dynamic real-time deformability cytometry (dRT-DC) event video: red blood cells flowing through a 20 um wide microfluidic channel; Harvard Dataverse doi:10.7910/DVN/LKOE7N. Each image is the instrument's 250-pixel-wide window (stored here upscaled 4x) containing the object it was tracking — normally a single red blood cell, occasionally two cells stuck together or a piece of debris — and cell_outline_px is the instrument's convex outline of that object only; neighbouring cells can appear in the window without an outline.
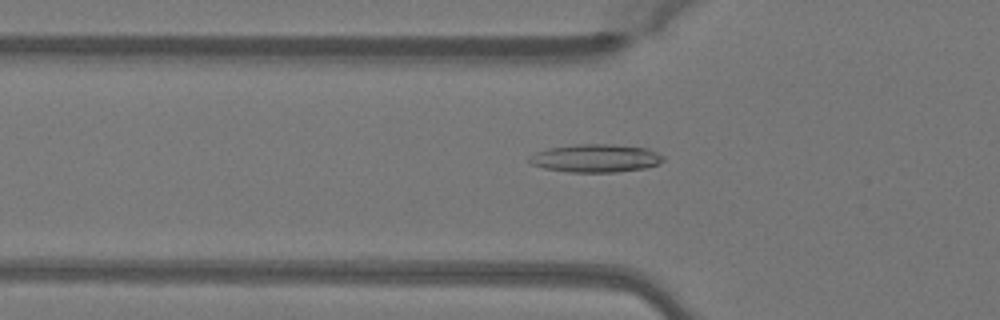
{"species": "Egyptian fruit bat (a non-hibernating species)", "species_latin": "Rousettus aegyptiacus", "temperature_condition": "warm", "stored_images_in_passage": 50, "camera_frame_rate_fps": 3000, "um_per_image_px": 0.085, "animal": {"sex": "female"}, "frame": {"image": 1, "passage_image": 17, "time_ms": 5.333, "image_size_px": [1000, 320], "cell_outline_px": [[664, 160], [656, 164], [644, 168], [616, 172], [568, 172], [544, 168], [532, 164], [528, 160], [528, 156], [536, 152], [548, 148], [580, 144], [612, 144], [648, 148], [664, 156]], "centroid_in_image_um": [50.62, 13.44], "position_along_channel_um": 75.2, "area_um2": 21.85}}
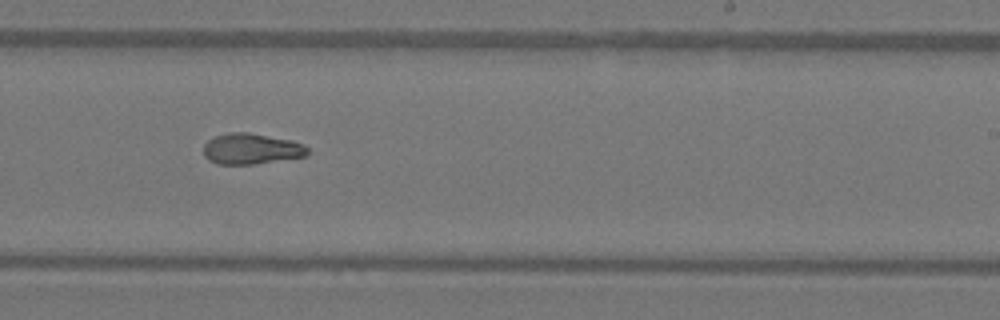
{"frame": {"image": 2, "passage_image": 31, "time_ms": 10.0, "image_size_px": [1000, 320], "cell_outline_px": [[308, 156], [252, 164], [216, 164], [208, 160], [204, 156], [204, 144], [208, 140], [216, 136], [228, 132], [248, 132], [292, 140], [304, 144], [308, 148]], "centroid_in_image_um": [21.36, 12.65], "position_along_channel_um": 267.6, "area_um2": 18.79}}
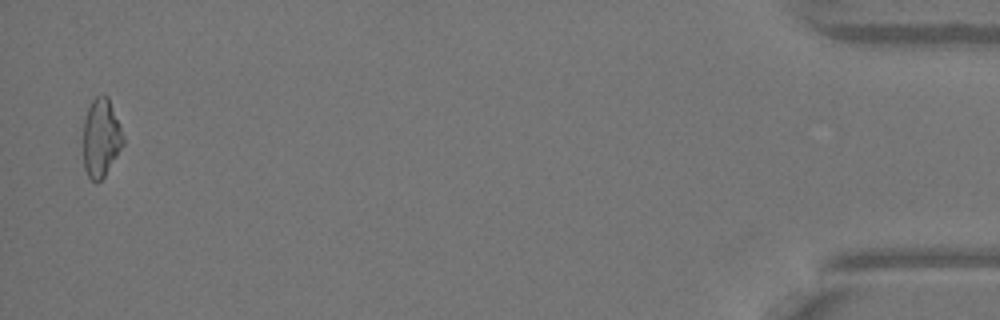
{"frame": {"image": 3, "passage_image": 49, "time_ms": 16.0, "image_size_px": [1000, 320], "cell_outline_px": [[124, 144], [104, 176], [96, 184], [88, 176], [84, 168], [84, 116], [92, 100], [96, 96], [108, 96], [120, 124], [124, 136]], "centroid_in_image_um": [8.6, 11.71], "position_along_channel_um": 426.6, "area_um2": 18.21}, "authors_computed_cell_mechanics": {"area_um2": 18.9584, "velocity_mm_per_s": 4.112, "shape_relaxation_time_tau1_ms": null, "shape_relaxation_time_tau2_ms": 4.6792, "deformation_change_tau1": null, "deformation_change_tau2": 0.1207}}